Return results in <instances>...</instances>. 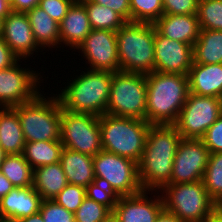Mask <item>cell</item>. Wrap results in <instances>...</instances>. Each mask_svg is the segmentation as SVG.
I'll return each instance as SVG.
<instances>
[{"label": "cell", "instance_id": "30bf717a", "mask_svg": "<svg viewBox=\"0 0 222 222\" xmlns=\"http://www.w3.org/2000/svg\"><path fill=\"white\" fill-rule=\"evenodd\" d=\"M221 114V98L189 93L173 126L184 139H201Z\"/></svg>", "mask_w": 222, "mask_h": 222}, {"label": "cell", "instance_id": "ba28073f", "mask_svg": "<svg viewBox=\"0 0 222 222\" xmlns=\"http://www.w3.org/2000/svg\"><path fill=\"white\" fill-rule=\"evenodd\" d=\"M146 74L113 73L106 114L146 120Z\"/></svg>", "mask_w": 222, "mask_h": 222}, {"label": "cell", "instance_id": "ffe728a7", "mask_svg": "<svg viewBox=\"0 0 222 222\" xmlns=\"http://www.w3.org/2000/svg\"><path fill=\"white\" fill-rule=\"evenodd\" d=\"M154 26L162 36L192 46L196 43L200 32L197 14L163 15Z\"/></svg>", "mask_w": 222, "mask_h": 222}, {"label": "cell", "instance_id": "8992f818", "mask_svg": "<svg viewBox=\"0 0 222 222\" xmlns=\"http://www.w3.org/2000/svg\"><path fill=\"white\" fill-rule=\"evenodd\" d=\"M39 94L30 102L12 107L20 119L25 142L60 140L61 103Z\"/></svg>", "mask_w": 222, "mask_h": 222}, {"label": "cell", "instance_id": "4316f807", "mask_svg": "<svg viewBox=\"0 0 222 222\" xmlns=\"http://www.w3.org/2000/svg\"><path fill=\"white\" fill-rule=\"evenodd\" d=\"M63 148L60 140L25 142L22 155L36 169L60 162Z\"/></svg>", "mask_w": 222, "mask_h": 222}, {"label": "cell", "instance_id": "c3c4849f", "mask_svg": "<svg viewBox=\"0 0 222 222\" xmlns=\"http://www.w3.org/2000/svg\"><path fill=\"white\" fill-rule=\"evenodd\" d=\"M203 222H222V219L214 212L210 217L206 218Z\"/></svg>", "mask_w": 222, "mask_h": 222}, {"label": "cell", "instance_id": "44dd1931", "mask_svg": "<svg viewBox=\"0 0 222 222\" xmlns=\"http://www.w3.org/2000/svg\"><path fill=\"white\" fill-rule=\"evenodd\" d=\"M188 81L190 93L222 99V64H192Z\"/></svg>", "mask_w": 222, "mask_h": 222}, {"label": "cell", "instance_id": "4fadbf2b", "mask_svg": "<svg viewBox=\"0 0 222 222\" xmlns=\"http://www.w3.org/2000/svg\"><path fill=\"white\" fill-rule=\"evenodd\" d=\"M209 156V149L201 139L182 138L174 157L170 184L202 180Z\"/></svg>", "mask_w": 222, "mask_h": 222}, {"label": "cell", "instance_id": "ac0fdd59", "mask_svg": "<svg viewBox=\"0 0 222 222\" xmlns=\"http://www.w3.org/2000/svg\"><path fill=\"white\" fill-rule=\"evenodd\" d=\"M42 198L33 186L16 188L0 199V216L16 221L39 212Z\"/></svg>", "mask_w": 222, "mask_h": 222}, {"label": "cell", "instance_id": "f35d334b", "mask_svg": "<svg viewBox=\"0 0 222 222\" xmlns=\"http://www.w3.org/2000/svg\"><path fill=\"white\" fill-rule=\"evenodd\" d=\"M74 1L75 0H40L38 6L59 24L66 16L69 7Z\"/></svg>", "mask_w": 222, "mask_h": 222}, {"label": "cell", "instance_id": "ab89813d", "mask_svg": "<svg viewBox=\"0 0 222 222\" xmlns=\"http://www.w3.org/2000/svg\"><path fill=\"white\" fill-rule=\"evenodd\" d=\"M94 3L108 7L130 22V0H92Z\"/></svg>", "mask_w": 222, "mask_h": 222}, {"label": "cell", "instance_id": "7bdbcfd3", "mask_svg": "<svg viewBox=\"0 0 222 222\" xmlns=\"http://www.w3.org/2000/svg\"><path fill=\"white\" fill-rule=\"evenodd\" d=\"M14 186L9 181V179L0 172V199L9 193Z\"/></svg>", "mask_w": 222, "mask_h": 222}, {"label": "cell", "instance_id": "681fc988", "mask_svg": "<svg viewBox=\"0 0 222 222\" xmlns=\"http://www.w3.org/2000/svg\"><path fill=\"white\" fill-rule=\"evenodd\" d=\"M101 222H118V219L112 212L105 219H103Z\"/></svg>", "mask_w": 222, "mask_h": 222}, {"label": "cell", "instance_id": "603a6c76", "mask_svg": "<svg viewBox=\"0 0 222 222\" xmlns=\"http://www.w3.org/2000/svg\"><path fill=\"white\" fill-rule=\"evenodd\" d=\"M67 184L60 162L34 169L33 188L42 200H53Z\"/></svg>", "mask_w": 222, "mask_h": 222}, {"label": "cell", "instance_id": "2e32d148", "mask_svg": "<svg viewBox=\"0 0 222 222\" xmlns=\"http://www.w3.org/2000/svg\"><path fill=\"white\" fill-rule=\"evenodd\" d=\"M142 190L137 194L121 196L112 211L118 222H155L159 214L164 210L163 200L159 194L150 198ZM153 197V198H152ZM152 198V199H151Z\"/></svg>", "mask_w": 222, "mask_h": 222}, {"label": "cell", "instance_id": "484cf974", "mask_svg": "<svg viewBox=\"0 0 222 222\" xmlns=\"http://www.w3.org/2000/svg\"><path fill=\"white\" fill-rule=\"evenodd\" d=\"M193 64H222V31L200 29L193 45Z\"/></svg>", "mask_w": 222, "mask_h": 222}, {"label": "cell", "instance_id": "d6a6232c", "mask_svg": "<svg viewBox=\"0 0 222 222\" xmlns=\"http://www.w3.org/2000/svg\"><path fill=\"white\" fill-rule=\"evenodd\" d=\"M86 197L105 205L111 211L117 205L120 199V195L114 190L110 183L100 177H95L93 182L90 183L86 188Z\"/></svg>", "mask_w": 222, "mask_h": 222}, {"label": "cell", "instance_id": "836d02e7", "mask_svg": "<svg viewBox=\"0 0 222 222\" xmlns=\"http://www.w3.org/2000/svg\"><path fill=\"white\" fill-rule=\"evenodd\" d=\"M111 213L105 205L86 197L74 213V217L76 222H101Z\"/></svg>", "mask_w": 222, "mask_h": 222}, {"label": "cell", "instance_id": "d4e9b609", "mask_svg": "<svg viewBox=\"0 0 222 222\" xmlns=\"http://www.w3.org/2000/svg\"><path fill=\"white\" fill-rule=\"evenodd\" d=\"M26 14L30 21L34 39L41 50L42 47L44 50L45 47L58 48L60 46L59 24L39 6Z\"/></svg>", "mask_w": 222, "mask_h": 222}, {"label": "cell", "instance_id": "8d00e7d4", "mask_svg": "<svg viewBox=\"0 0 222 222\" xmlns=\"http://www.w3.org/2000/svg\"><path fill=\"white\" fill-rule=\"evenodd\" d=\"M201 140L203 141L204 145L209 149L210 153L222 152V114L207 129Z\"/></svg>", "mask_w": 222, "mask_h": 222}, {"label": "cell", "instance_id": "9a60e30c", "mask_svg": "<svg viewBox=\"0 0 222 222\" xmlns=\"http://www.w3.org/2000/svg\"><path fill=\"white\" fill-rule=\"evenodd\" d=\"M155 71L188 75L193 64V46L162 36L155 28Z\"/></svg>", "mask_w": 222, "mask_h": 222}, {"label": "cell", "instance_id": "e0dca14e", "mask_svg": "<svg viewBox=\"0 0 222 222\" xmlns=\"http://www.w3.org/2000/svg\"><path fill=\"white\" fill-rule=\"evenodd\" d=\"M1 37L19 59L26 60L41 49L37 45L26 13L11 11L2 24ZM39 49V50H38Z\"/></svg>", "mask_w": 222, "mask_h": 222}, {"label": "cell", "instance_id": "9c48e42d", "mask_svg": "<svg viewBox=\"0 0 222 222\" xmlns=\"http://www.w3.org/2000/svg\"><path fill=\"white\" fill-rule=\"evenodd\" d=\"M60 141L69 150L95 156L103 150L99 116L66 111L61 105Z\"/></svg>", "mask_w": 222, "mask_h": 222}, {"label": "cell", "instance_id": "6da1fadb", "mask_svg": "<svg viewBox=\"0 0 222 222\" xmlns=\"http://www.w3.org/2000/svg\"><path fill=\"white\" fill-rule=\"evenodd\" d=\"M182 137L173 125H150L145 148L138 163L143 190L160 191L170 184L173 161Z\"/></svg>", "mask_w": 222, "mask_h": 222}, {"label": "cell", "instance_id": "d590c367", "mask_svg": "<svg viewBox=\"0 0 222 222\" xmlns=\"http://www.w3.org/2000/svg\"><path fill=\"white\" fill-rule=\"evenodd\" d=\"M39 212L44 222H76L74 213L53 200H42Z\"/></svg>", "mask_w": 222, "mask_h": 222}, {"label": "cell", "instance_id": "277c9868", "mask_svg": "<svg viewBox=\"0 0 222 222\" xmlns=\"http://www.w3.org/2000/svg\"><path fill=\"white\" fill-rule=\"evenodd\" d=\"M120 71H155V26L152 23L126 22L116 31Z\"/></svg>", "mask_w": 222, "mask_h": 222}, {"label": "cell", "instance_id": "f907efd6", "mask_svg": "<svg viewBox=\"0 0 222 222\" xmlns=\"http://www.w3.org/2000/svg\"><path fill=\"white\" fill-rule=\"evenodd\" d=\"M6 155H7L6 152H0V169H1V166L4 162V159H5Z\"/></svg>", "mask_w": 222, "mask_h": 222}, {"label": "cell", "instance_id": "f546056e", "mask_svg": "<svg viewBox=\"0 0 222 222\" xmlns=\"http://www.w3.org/2000/svg\"><path fill=\"white\" fill-rule=\"evenodd\" d=\"M202 181L214 202L222 198V152L210 153Z\"/></svg>", "mask_w": 222, "mask_h": 222}, {"label": "cell", "instance_id": "bcb514c9", "mask_svg": "<svg viewBox=\"0 0 222 222\" xmlns=\"http://www.w3.org/2000/svg\"><path fill=\"white\" fill-rule=\"evenodd\" d=\"M16 222H44L40 212L32 214L31 216L24 217L22 219L16 220Z\"/></svg>", "mask_w": 222, "mask_h": 222}, {"label": "cell", "instance_id": "cb8c5ba5", "mask_svg": "<svg viewBox=\"0 0 222 222\" xmlns=\"http://www.w3.org/2000/svg\"><path fill=\"white\" fill-rule=\"evenodd\" d=\"M25 139L17 112L12 107L0 108V146L7 154H21Z\"/></svg>", "mask_w": 222, "mask_h": 222}, {"label": "cell", "instance_id": "52a82bcc", "mask_svg": "<svg viewBox=\"0 0 222 222\" xmlns=\"http://www.w3.org/2000/svg\"><path fill=\"white\" fill-rule=\"evenodd\" d=\"M162 192L164 210L183 222H203L214 213L215 202L203 181L165 185Z\"/></svg>", "mask_w": 222, "mask_h": 222}, {"label": "cell", "instance_id": "5bb4252c", "mask_svg": "<svg viewBox=\"0 0 222 222\" xmlns=\"http://www.w3.org/2000/svg\"><path fill=\"white\" fill-rule=\"evenodd\" d=\"M81 51L90 70L120 71L116 31L92 29L75 49Z\"/></svg>", "mask_w": 222, "mask_h": 222}, {"label": "cell", "instance_id": "f5cc1de1", "mask_svg": "<svg viewBox=\"0 0 222 222\" xmlns=\"http://www.w3.org/2000/svg\"><path fill=\"white\" fill-rule=\"evenodd\" d=\"M1 222H16V221L2 220Z\"/></svg>", "mask_w": 222, "mask_h": 222}, {"label": "cell", "instance_id": "60d3db41", "mask_svg": "<svg viewBox=\"0 0 222 222\" xmlns=\"http://www.w3.org/2000/svg\"><path fill=\"white\" fill-rule=\"evenodd\" d=\"M19 58L0 36V70L14 65Z\"/></svg>", "mask_w": 222, "mask_h": 222}, {"label": "cell", "instance_id": "83f0119b", "mask_svg": "<svg viewBox=\"0 0 222 222\" xmlns=\"http://www.w3.org/2000/svg\"><path fill=\"white\" fill-rule=\"evenodd\" d=\"M3 173L16 188L33 186L34 169L21 154H7L1 166Z\"/></svg>", "mask_w": 222, "mask_h": 222}, {"label": "cell", "instance_id": "7402d4cb", "mask_svg": "<svg viewBox=\"0 0 222 222\" xmlns=\"http://www.w3.org/2000/svg\"><path fill=\"white\" fill-rule=\"evenodd\" d=\"M60 163L68 184L87 187L95 178L93 157L63 148Z\"/></svg>", "mask_w": 222, "mask_h": 222}, {"label": "cell", "instance_id": "b9f144b4", "mask_svg": "<svg viewBox=\"0 0 222 222\" xmlns=\"http://www.w3.org/2000/svg\"><path fill=\"white\" fill-rule=\"evenodd\" d=\"M40 0H9L11 11L27 13L36 6Z\"/></svg>", "mask_w": 222, "mask_h": 222}, {"label": "cell", "instance_id": "db71d44e", "mask_svg": "<svg viewBox=\"0 0 222 222\" xmlns=\"http://www.w3.org/2000/svg\"><path fill=\"white\" fill-rule=\"evenodd\" d=\"M0 152H5L4 149L0 146Z\"/></svg>", "mask_w": 222, "mask_h": 222}, {"label": "cell", "instance_id": "4dcf8cb0", "mask_svg": "<svg viewBox=\"0 0 222 222\" xmlns=\"http://www.w3.org/2000/svg\"><path fill=\"white\" fill-rule=\"evenodd\" d=\"M163 15V0H130V22L154 24Z\"/></svg>", "mask_w": 222, "mask_h": 222}, {"label": "cell", "instance_id": "7c38bea8", "mask_svg": "<svg viewBox=\"0 0 222 222\" xmlns=\"http://www.w3.org/2000/svg\"><path fill=\"white\" fill-rule=\"evenodd\" d=\"M20 60L0 70V108L30 102L41 93L38 87L43 81L42 76L34 70L21 67Z\"/></svg>", "mask_w": 222, "mask_h": 222}, {"label": "cell", "instance_id": "d6986e66", "mask_svg": "<svg viewBox=\"0 0 222 222\" xmlns=\"http://www.w3.org/2000/svg\"><path fill=\"white\" fill-rule=\"evenodd\" d=\"M92 30L85 7L75 0L59 23L60 45L75 51Z\"/></svg>", "mask_w": 222, "mask_h": 222}, {"label": "cell", "instance_id": "ee69618b", "mask_svg": "<svg viewBox=\"0 0 222 222\" xmlns=\"http://www.w3.org/2000/svg\"><path fill=\"white\" fill-rule=\"evenodd\" d=\"M155 222H183L177 216L163 210Z\"/></svg>", "mask_w": 222, "mask_h": 222}, {"label": "cell", "instance_id": "5b68a950", "mask_svg": "<svg viewBox=\"0 0 222 222\" xmlns=\"http://www.w3.org/2000/svg\"><path fill=\"white\" fill-rule=\"evenodd\" d=\"M99 125L103 150L139 163L150 128L146 120L105 113Z\"/></svg>", "mask_w": 222, "mask_h": 222}, {"label": "cell", "instance_id": "e575fe53", "mask_svg": "<svg viewBox=\"0 0 222 222\" xmlns=\"http://www.w3.org/2000/svg\"><path fill=\"white\" fill-rule=\"evenodd\" d=\"M85 198V187L67 184L54 200L68 211L75 213Z\"/></svg>", "mask_w": 222, "mask_h": 222}, {"label": "cell", "instance_id": "f6af8a7d", "mask_svg": "<svg viewBox=\"0 0 222 222\" xmlns=\"http://www.w3.org/2000/svg\"><path fill=\"white\" fill-rule=\"evenodd\" d=\"M10 12L9 0H0V16L4 19Z\"/></svg>", "mask_w": 222, "mask_h": 222}, {"label": "cell", "instance_id": "1f68e13d", "mask_svg": "<svg viewBox=\"0 0 222 222\" xmlns=\"http://www.w3.org/2000/svg\"><path fill=\"white\" fill-rule=\"evenodd\" d=\"M200 29L222 31V0H198Z\"/></svg>", "mask_w": 222, "mask_h": 222}, {"label": "cell", "instance_id": "f1b7e54d", "mask_svg": "<svg viewBox=\"0 0 222 222\" xmlns=\"http://www.w3.org/2000/svg\"><path fill=\"white\" fill-rule=\"evenodd\" d=\"M92 29L118 31L127 21L108 7L82 0Z\"/></svg>", "mask_w": 222, "mask_h": 222}, {"label": "cell", "instance_id": "3957f363", "mask_svg": "<svg viewBox=\"0 0 222 222\" xmlns=\"http://www.w3.org/2000/svg\"><path fill=\"white\" fill-rule=\"evenodd\" d=\"M72 78L57 97L62 108L74 113H106L113 72L90 70Z\"/></svg>", "mask_w": 222, "mask_h": 222}, {"label": "cell", "instance_id": "8fae6325", "mask_svg": "<svg viewBox=\"0 0 222 222\" xmlns=\"http://www.w3.org/2000/svg\"><path fill=\"white\" fill-rule=\"evenodd\" d=\"M95 177L107 180L120 196L142 191L138 177V163L114 153L101 150L93 156Z\"/></svg>", "mask_w": 222, "mask_h": 222}, {"label": "cell", "instance_id": "7a4b0ae2", "mask_svg": "<svg viewBox=\"0 0 222 222\" xmlns=\"http://www.w3.org/2000/svg\"><path fill=\"white\" fill-rule=\"evenodd\" d=\"M146 121L150 125H173L190 93L188 75L146 74Z\"/></svg>", "mask_w": 222, "mask_h": 222}, {"label": "cell", "instance_id": "7dc6e473", "mask_svg": "<svg viewBox=\"0 0 222 222\" xmlns=\"http://www.w3.org/2000/svg\"><path fill=\"white\" fill-rule=\"evenodd\" d=\"M214 212L222 219V198L215 202Z\"/></svg>", "mask_w": 222, "mask_h": 222}, {"label": "cell", "instance_id": "74e56055", "mask_svg": "<svg viewBox=\"0 0 222 222\" xmlns=\"http://www.w3.org/2000/svg\"><path fill=\"white\" fill-rule=\"evenodd\" d=\"M198 0H163L164 15L197 14Z\"/></svg>", "mask_w": 222, "mask_h": 222}, {"label": "cell", "instance_id": "816d5d0a", "mask_svg": "<svg viewBox=\"0 0 222 222\" xmlns=\"http://www.w3.org/2000/svg\"><path fill=\"white\" fill-rule=\"evenodd\" d=\"M2 24H3V18L0 16V36L2 32Z\"/></svg>", "mask_w": 222, "mask_h": 222}]
</instances>
